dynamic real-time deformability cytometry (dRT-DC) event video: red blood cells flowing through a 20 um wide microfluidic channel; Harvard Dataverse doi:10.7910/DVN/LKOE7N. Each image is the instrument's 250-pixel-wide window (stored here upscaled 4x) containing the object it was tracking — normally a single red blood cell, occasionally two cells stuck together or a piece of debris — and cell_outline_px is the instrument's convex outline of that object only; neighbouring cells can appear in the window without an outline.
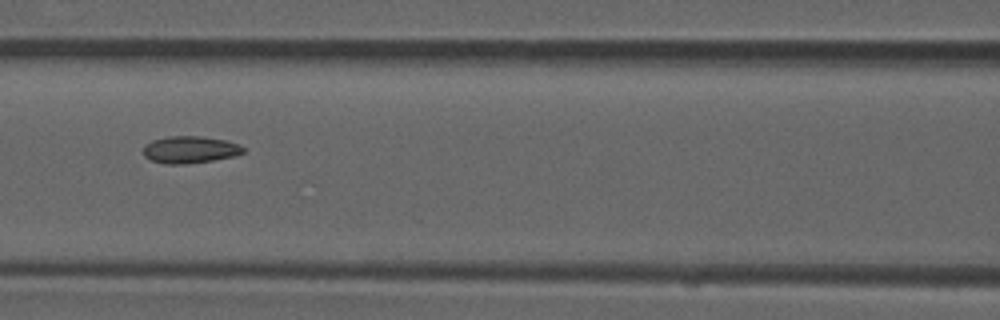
{"species": "common noctule bat (a hibernating species)", "species_latin": "Nyctalus noctula", "temperature_condition": "room temperature", "stored_images_in_passage": 7, "camera_frame_rate_fps": 3000, "um_per_image_px": 0.085, "animal": {"sex": "male", "forearm_length_mm": 52.5}, "frame": {"image": 1, "passage_image": 6, "time_ms": 1.667, "image_size_px": [1000, 320], "cell_outline_px": [[244, 152], [236, 156], [212, 160], [184, 164], [164, 164], [152, 160], [144, 156], [144, 144], [152, 140], [168, 136], [200, 136], [228, 140], [240, 144], [244, 148]], "centroid_in_image_um": [16.17, 12.71], "position_along_channel_um": 150.4, "area_um2": 15.9}}